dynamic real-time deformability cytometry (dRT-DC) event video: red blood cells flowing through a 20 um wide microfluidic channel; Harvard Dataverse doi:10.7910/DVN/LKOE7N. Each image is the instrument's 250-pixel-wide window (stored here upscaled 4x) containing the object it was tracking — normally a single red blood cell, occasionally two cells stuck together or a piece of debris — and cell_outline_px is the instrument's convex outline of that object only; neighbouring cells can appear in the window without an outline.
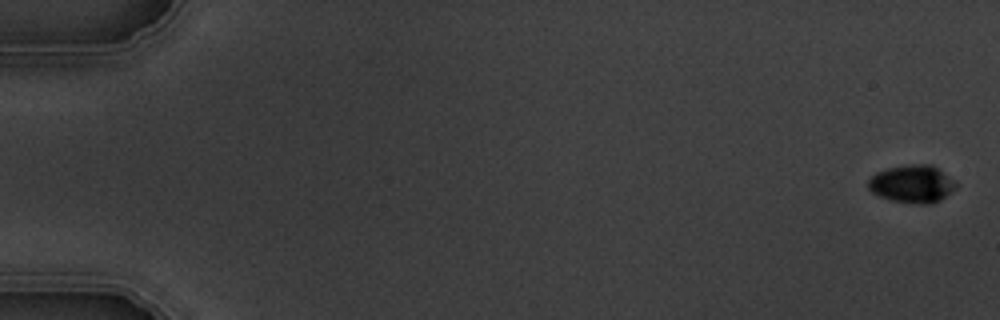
{"species": "common noctule bat (a hibernating species)", "species_latin": "Nyctalus noctula", "temperature_condition": "warm", "stored_images_in_passage": 6, "camera_frame_rate_fps": 3000, "um_per_image_px": 0.085, "animal": {"sex": "male", "body_mass_g": 19.5, "forearm_length_mm": 54.6}, "frame": {"image": 1, "passage_image": 1, "time_ms": 0.0, "image_size_px": [1000, 320], "cell_outline_px": [[960, 184], [956, 188], [940, 200], [932, 204], [916, 204], [892, 200], [880, 196], [872, 192], [868, 188], [868, 180], [876, 172], [888, 168], [904, 164], [932, 164]], "centroid_in_image_um": [77.56, 15.62], "position_along_channel_um": 7.4, "area_um2": 19.48}}
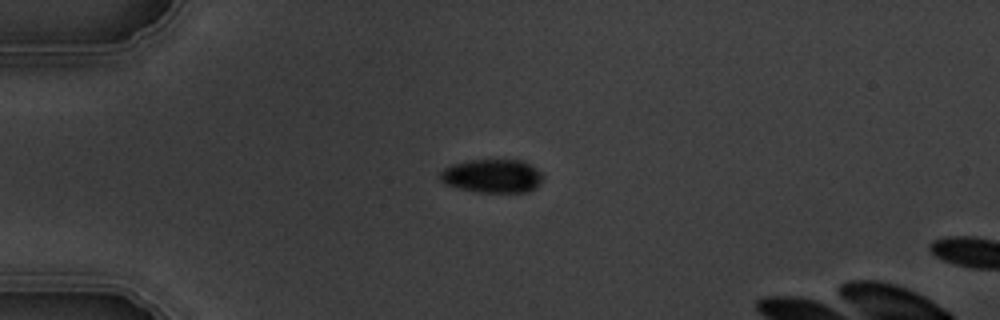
{"frame": {"image": 2, "passage_image": 5, "time_ms": 4.667, "image_size_px": [1000, 320], "cell_outline_px": [[544, 180], [536, 188], [528, 192], [476, 192], [460, 188], [448, 184], [440, 180], [440, 172], [444, 168], [452, 164], [468, 160], [524, 160], [540, 172], [544, 176]], "centroid_in_image_um": [41.88, 14.96], "position_along_channel_um": 43.1, "area_um2": 20.17}}